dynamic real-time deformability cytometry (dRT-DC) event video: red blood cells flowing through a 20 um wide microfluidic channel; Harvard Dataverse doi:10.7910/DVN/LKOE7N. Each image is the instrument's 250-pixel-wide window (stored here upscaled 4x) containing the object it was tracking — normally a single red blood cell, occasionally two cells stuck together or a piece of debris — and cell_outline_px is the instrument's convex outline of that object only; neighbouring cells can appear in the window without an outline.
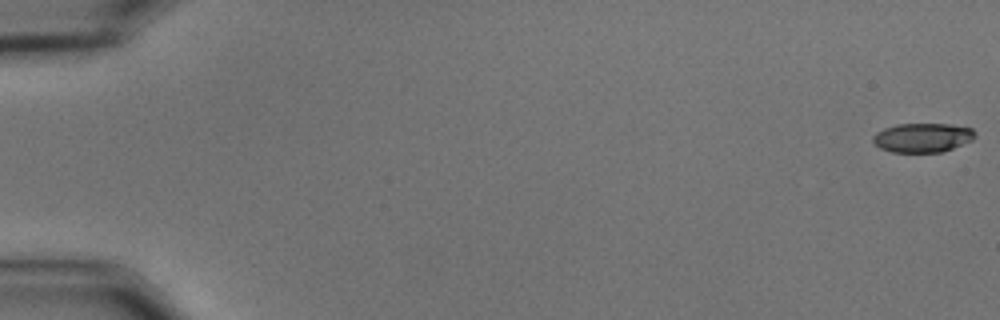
{"species": "common noctule bat (a hibernating species)", "species_latin": "Nyctalus noctula", "temperature_condition": "cold", "stored_images_in_passage": 57, "camera_frame_rate_fps": 3000, "um_per_image_px": 0.085, "animal": {"sex": "male", "body_mass_g": 15.6}, "frame": {"image": 1, "passage_image": 1, "time_ms": 0.0, "image_size_px": [1000, 320], "cell_outline_px": [[976, 136], [972, 140], [944, 152], [892, 152], [880, 148], [872, 140], [872, 136], [876, 132], [884, 128], [896, 124], [952, 124], [972, 128], [976, 132]], "centroid_in_image_um": [78.43, 11.69], "position_along_channel_um": 6.6, "area_um2": 17.51}}
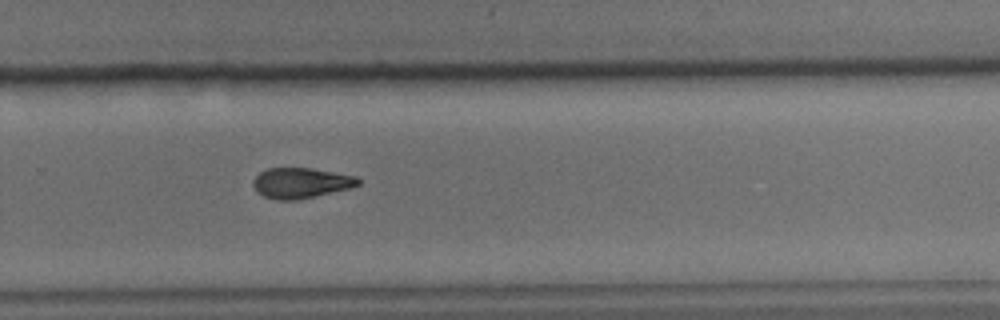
{"frame": {"image": 2, "passage_image": 40, "time_ms": 13.0, "image_size_px": [1000, 320], "cell_outline_px": [[360, 184], [348, 188], [296, 200], [276, 200], [264, 196], [256, 192], [252, 184], [252, 180], [260, 172], [268, 168], [312, 168], [356, 176], [360, 180]], "centroid_in_image_um": [25.53, 15.54], "position_along_channel_um": 304.3, "area_um2": 18.5}}
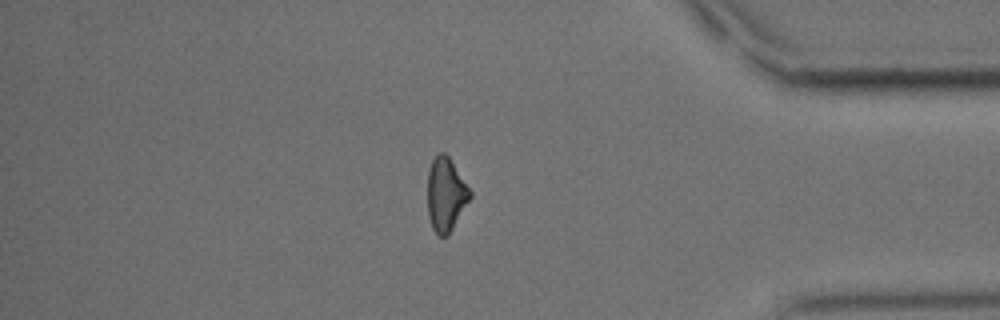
{"frame": {"image": 3, "passage_image": 50, "time_ms": 16.333, "image_size_px": [1000, 320], "cell_outline_px": [[472, 196], [448, 236], [440, 236], [432, 228], [428, 216], [428, 172], [432, 160], [440, 152], [444, 152], [448, 156], [472, 192]], "centroid_in_image_um": [37.9, 16.55], "position_along_channel_um": 397.3, "area_um2": 18.09}}